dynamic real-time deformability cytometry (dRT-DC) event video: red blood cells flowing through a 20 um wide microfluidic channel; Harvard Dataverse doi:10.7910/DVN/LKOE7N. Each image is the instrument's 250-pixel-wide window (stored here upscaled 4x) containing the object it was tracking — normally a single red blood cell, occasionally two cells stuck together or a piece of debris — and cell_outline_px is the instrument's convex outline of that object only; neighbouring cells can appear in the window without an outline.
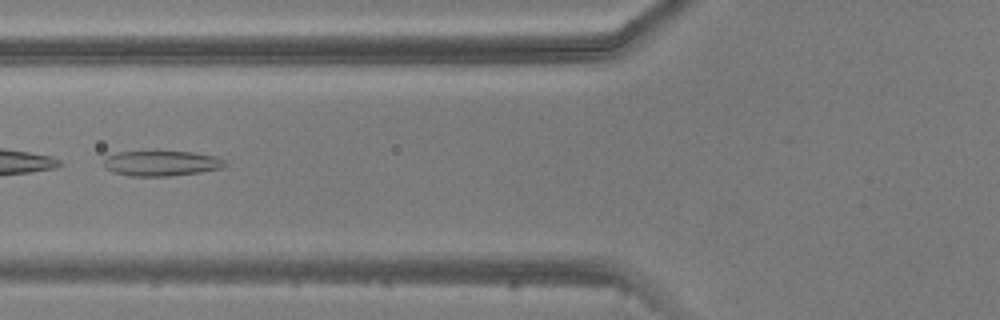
{"species": "common noctule bat (a hibernating species)", "species_latin": "Nyctalus noctula", "temperature_condition": "warm", "stored_images_in_passage": 6, "camera_frame_rate_fps": 3000, "um_per_image_px": 0.085, "animal": {"sex": "male", "body_mass_g": 20.5, "forearm_length_mm": 52.5}, "frame": {"image": 1, "passage_image": 5, "time_ms": 4.667, "image_size_px": [1000, 320], "cell_outline_px": [[228, 164], [220, 168], [200, 172], [168, 176], [128, 176], [112, 172], [104, 164], [104, 160], [108, 156], [116, 152], [192, 152], [216, 156], [224, 160]], "centroid_in_image_um": [13.73, 13.89], "position_along_channel_um": 112.1, "area_um2": 17.63}}
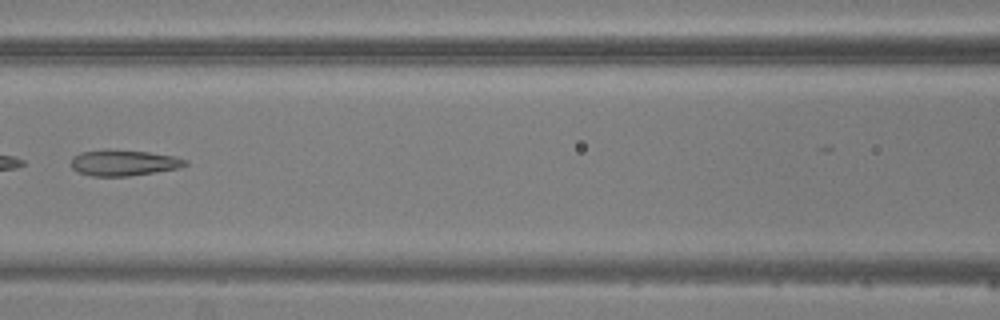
{"frame": {"image": 2, "passage_image": 6, "time_ms": 5.667, "image_size_px": [1000, 320], "cell_outline_px": [[188, 164], [180, 168], [156, 172], [128, 176], [92, 176], [80, 172], [72, 168], [72, 156], [80, 152], [148, 152], [172, 156], [188, 160]], "centroid_in_image_um": [10.57, 13.88], "position_along_channel_um": 156.0, "area_um2": 16.42}}